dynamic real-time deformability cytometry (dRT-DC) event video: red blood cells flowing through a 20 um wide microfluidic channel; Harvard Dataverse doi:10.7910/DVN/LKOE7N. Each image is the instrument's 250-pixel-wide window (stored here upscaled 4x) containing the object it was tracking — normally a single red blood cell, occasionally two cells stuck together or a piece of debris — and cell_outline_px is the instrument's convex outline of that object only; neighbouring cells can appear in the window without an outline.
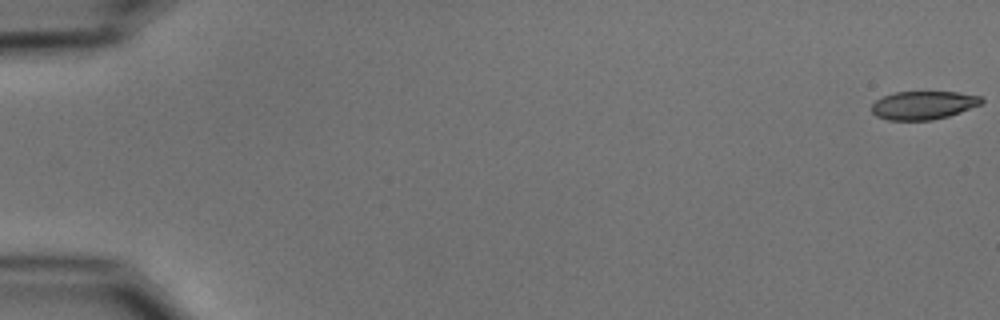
{"species": "common noctule bat (a hibernating species)", "species_latin": "Nyctalus noctula", "temperature_condition": "cold", "stored_images_in_passage": 55, "camera_frame_rate_fps": 3000, "um_per_image_px": 0.085, "animal": {"sex": "male", "body_mass_g": 15.6}, "frame": {"image": 1, "passage_image": 1, "time_ms": 0.0, "image_size_px": [1000, 320], "cell_outline_px": [[984, 100], [980, 104], [960, 112], [948, 116], [932, 120], [888, 120], [876, 116], [872, 112], [872, 104], [876, 100], [884, 96], [896, 92], [956, 92], [984, 96]], "centroid_in_image_um": [78.5, 8.94], "position_along_channel_um": 6.5, "area_um2": 18.09}}
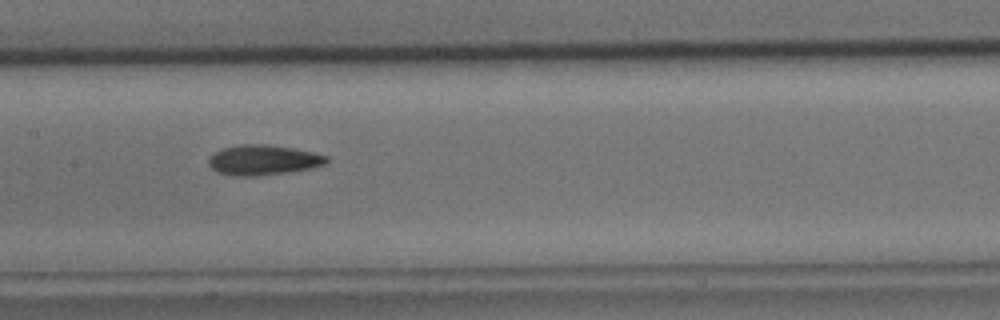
{"frame": {"image": 2, "passage_image": 28, "time_ms": 9.0, "image_size_px": [1000, 320], "cell_outline_px": [[328, 164], [312, 168], [288, 172], [256, 176], [236, 176], [216, 172], [208, 164], [208, 160], [216, 152], [224, 148], [240, 144], [268, 144], [292, 148], [312, 152], [328, 156]], "centroid_in_image_um": [22.4, 13.6], "position_along_channel_um": 185.0, "area_um2": 20.69}}
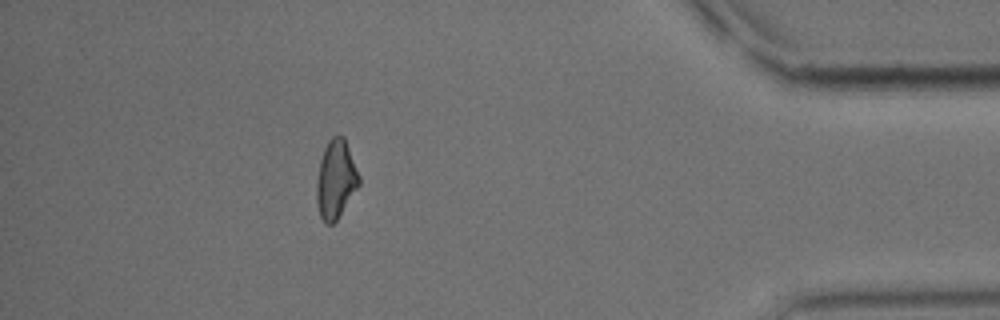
{"frame": {"image": 3, "passage_image": 49, "time_ms": 16.0, "image_size_px": [1000, 320], "cell_outline_px": [[360, 184], [336, 220], [332, 224], [324, 224], [320, 216], [316, 204], [316, 180], [320, 160], [324, 148], [328, 140], [332, 136], [344, 136], [360, 176]], "centroid_in_image_um": [28.52, 15.25], "position_along_channel_um": 406.7, "area_um2": 19.48}, "authors_computed_cell_mechanics": {"area_um2": 19.8254, "velocity_mm_per_s": 3.7682, "shape_relaxation_time_tau1_ms": 10.6613, "shape_relaxation_time_tau2_ms": 5.5981, "deformation_change_tau1": 0.201, "deformation_change_tau2": 0.1217}}